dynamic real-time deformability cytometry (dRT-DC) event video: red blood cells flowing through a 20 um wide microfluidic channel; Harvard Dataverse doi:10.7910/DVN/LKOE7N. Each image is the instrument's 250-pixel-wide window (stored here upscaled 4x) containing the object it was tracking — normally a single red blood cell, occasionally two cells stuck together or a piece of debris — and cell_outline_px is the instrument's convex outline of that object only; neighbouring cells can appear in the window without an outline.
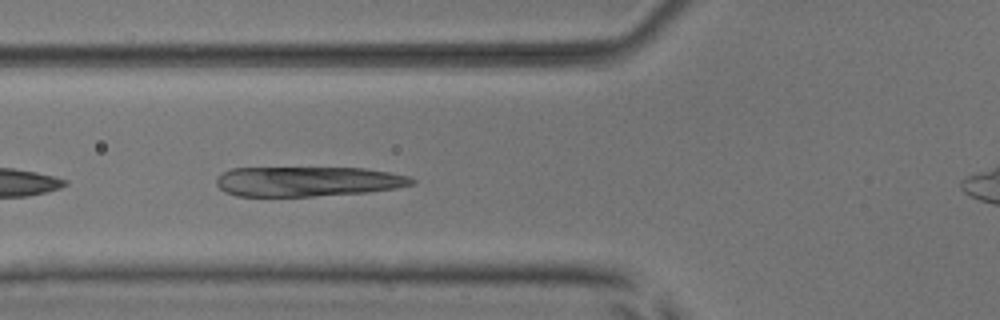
{"species": "common noctule bat (a hibernating species)", "species_latin": "Nyctalus noctula", "temperature_condition": "room temperature", "stored_images_in_passage": 32, "camera_frame_rate_fps": 3000, "um_per_image_px": 0.085, "animal": {"sex": "male", "body_mass_g": 17.9, "forearm_length_mm": 54.2}, "frame": {"image": 1, "passage_image": 19, "time_ms": 6.0, "image_size_px": [1000, 320], "cell_outline_px": [[416, 184], [396, 188], [368, 192], [312, 196], [236, 196], [224, 192], [216, 184], [216, 180], [224, 172], [232, 168], [368, 168], [408, 176], [416, 180]], "centroid_in_image_um": [26.18, 15.42], "position_along_channel_um": 99.6, "area_um2": 34.04}}
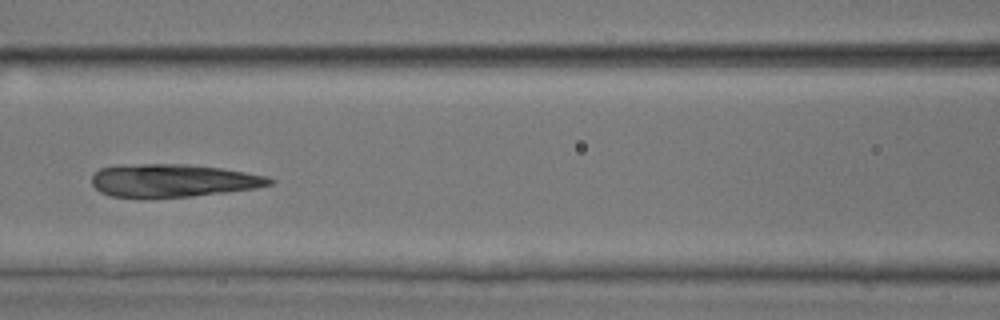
{"frame": {"image": 2, "passage_image": 23, "time_ms": 7.333, "image_size_px": [1000, 320], "cell_outline_px": [[276, 180], [272, 184], [256, 188], [192, 196], [144, 200], [112, 196], [100, 192], [92, 184], [92, 176], [100, 168], [116, 164], [188, 164], [220, 168], [268, 176]], "centroid_in_image_um": [14.64, 15.36], "position_along_channel_um": 152.0, "area_um2": 34.91}}